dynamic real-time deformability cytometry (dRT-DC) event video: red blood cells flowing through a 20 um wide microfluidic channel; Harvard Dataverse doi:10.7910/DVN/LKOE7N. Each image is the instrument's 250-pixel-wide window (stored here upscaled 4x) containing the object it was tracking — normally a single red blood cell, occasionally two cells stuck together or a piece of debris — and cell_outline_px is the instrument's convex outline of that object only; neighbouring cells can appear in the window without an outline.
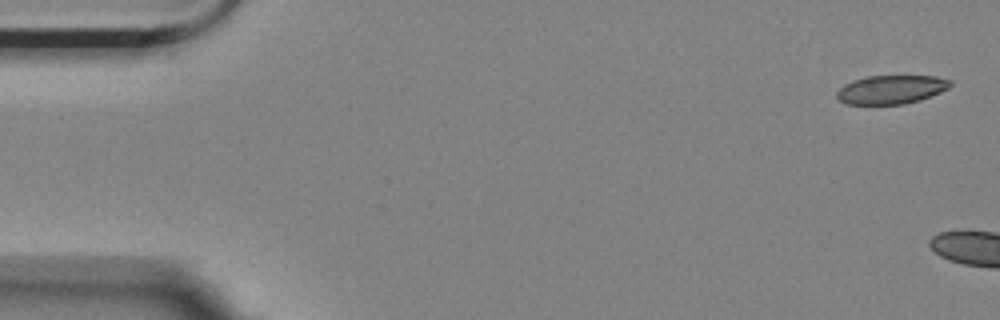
{"species": "Egyptian fruit bat (a non-hibernating species)", "species_latin": "Rousettus aegyptiacus", "temperature_condition": "room temperature", "stored_images_in_passage": 2, "camera_frame_rate_fps": 3000, "um_per_image_px": 0.085, "animal": {"sex": "female"}, "frame": {"image": 1, "passage_image": 1, "time_ms": 0.0, "image_size_px": [1000, 320], "cell_outline_px": [[952, 84], [948, 88], [940, 92], [920, 100], [904, 104], [848, 104], [840, 100], [836, 96], [836, 92], [844, 84], [852, 80], [868, 76], [936, 76], [952, 80]], "centroid_in_image_um": [75.76, 7.6], "position_along_channel_um": 9.2, "area_um2": 18.96}}